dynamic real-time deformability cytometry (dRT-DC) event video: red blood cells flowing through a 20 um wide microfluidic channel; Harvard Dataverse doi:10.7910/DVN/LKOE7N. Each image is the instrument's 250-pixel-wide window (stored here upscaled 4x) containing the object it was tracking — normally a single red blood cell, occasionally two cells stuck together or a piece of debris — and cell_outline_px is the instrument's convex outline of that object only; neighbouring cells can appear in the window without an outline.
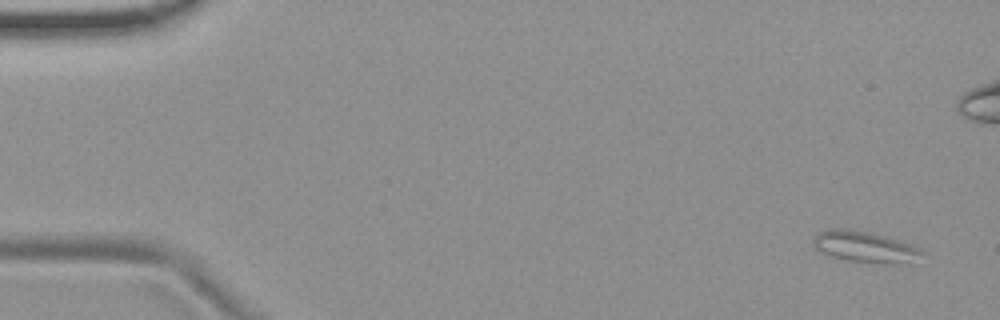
{"species": "common noctule bat (a hibernating species)", "species_latin": "Nyctalus noctula", "temperature_condition": "room temperature", "stored_images_in_passage": 56, "camera_frame_rate_fps": 3000, "um_per_image_px": 0.085, "animal": {"sex": "female", "body_mass_g": 19.9}, "frame": {"image": 1, "passage_image": 3, "time_ms": 0.667, "image_size_px": [1000, 320], "cell_outline_px": [[924, 252], [892, 264], [884, 264], [848, 260], [832, 256], [820, 252], [812, 244], [812, 240], [820, 232], [832, 228], [848, 228], [872, 232], [888, 236], [920, 248]], "centroid_in_image_um": [73.39, 20.93], "position_along_channel_um": 11.6, "area_um2": 19.19}}
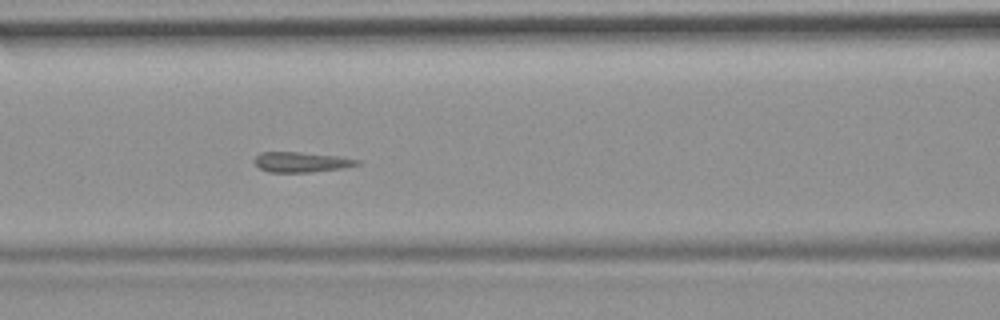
{"frame": {"image": 2, "passage_image": 24, "time_ms": 7.667, "image_size_px": [1000, 320], "cell_outline_px": [[360, 164], [344, 168], [308, 172], [268, 172], [260, 168], [252, 160], [260, 152], [300, 152], [336, 156], [360, 160]], "centroid_in_image_um": [25.58, 13.77], "position_along_channel_um": 141.0, "area_um2": 12.02}}
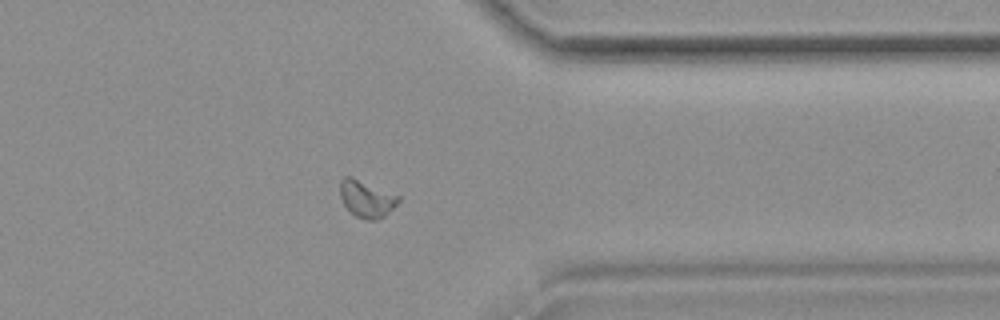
{"frame": {"image": 3, "passage_image": 44, "time_ms": 14.333, "image_size_px": [1000, 320], "cell_outline_px": [[400, 200], [384, 216], [376, 220], [368, 220], [356, 216], [344, 204], [340, 196], [340, 180], [344, 176], [352, 176], [400, 196]], "centroid_in_image_um": [31.14, 16.87], "position_along_channel_um": 380.3, "area_um2": 12.43}}